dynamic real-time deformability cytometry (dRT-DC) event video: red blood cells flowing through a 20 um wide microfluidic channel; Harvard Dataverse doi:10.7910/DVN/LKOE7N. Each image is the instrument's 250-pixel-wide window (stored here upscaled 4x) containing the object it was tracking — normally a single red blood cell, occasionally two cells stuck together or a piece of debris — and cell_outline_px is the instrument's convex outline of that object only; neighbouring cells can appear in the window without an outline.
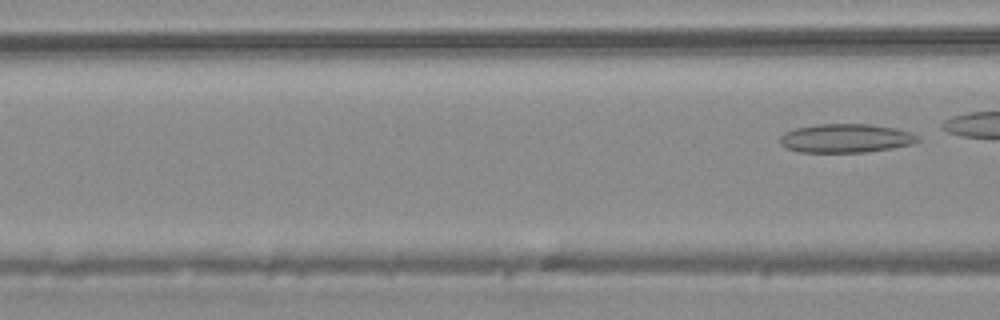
{"species": "common noctule bat (a hibernating species)", "species_latin": "Nyctalus noctula", "temperature_condition": "warm", "stored_images_in_passage": 5, "segment_of_instrument_passage": [2, 2], "camera_frame_rate_fps": 3000, "um_per_image_px": 0.085, "animal": {"sex": "male", "body_mass_g": 20.4}, "frame": {"image": 1, "passage_image": 5, "time_ms": 1.333, "image_size_px": [1000, 320], "cell_outline_px": [[920, 140], [912, 144], [892, 148], [864, 152], [800, 152], [788, 148], [780, 144], [780, 136], [784, 132], [796, 128], [816, 124], [872, 124], [896, 128], [908, 132], [916, 136]], "centroid_in_image_um": [71.87, 11.75], "position_along_channel_um": 94.7, "area_um2": 23.0}}